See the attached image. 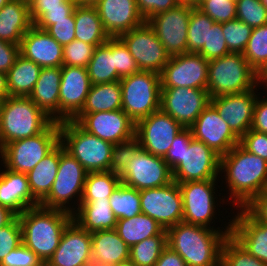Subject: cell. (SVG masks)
<instances>
[{
    "mask_svg": "<svg viewBox=\"0 0 267 266\" xmlns=\"http://www.w3.org/2000/svg\"><path fill=\"white\" fill-rule=\"evenodd\" d=\"M219 173H224L228 199L234 202L232 207L244 208L267 189V161L249 153L240 144L220 157Z\"/></svg>",
    "mask_w": 267,
    "mask_h": 266,
    "instance_id": "cell-1",
    "label": "cell"
},
{
    "mask_svg": "<svg viewBox=\"0 0 267 266\" xmlns=\"http://www.w3.org/2000/svg\"><path fill=\"white\" fill-rule=\"evenodd\" d=\"M231 223L228 222L224 230L177 223L166 230L167 246L177 252L187 266H217L223 242L231 235Z\"/></svg>",
    "mask_w": 267,
    "mask_h": 266,
    "instance_id": "cell-2",
    "label": "cell"
},
{
    "mask_svg": "<svg viewBox=\"0 0 267 266\" xmlns=\"http://www.w3.org/2000/svg\"><path fill=\"white\" fill-rule=\"evenodd\" d=\"M18 218L22 243L46 262L60 244L63 231L73 220V215L39 205L25 210Z\"/></svg>",
    "mask_w": 267,
    "mask_h": 266,
    "instance_id": "cell-3",
    "label": "cell"
},
{
    "mask_svg": "<svg viewBox=\"0 0 267 266\" xmlns=\"http://www.w3.org/2000/svg\"><path fill=\"white\" fill-rule=\"evenodd\" d=\"M53 121L29 97L9 96L3 100L1 107L0 146L35 136Z\"/></svg>",
    "mask_w": 267,
    "mask_h": 266,
    "instance_id": "cell-4",
    "label": "cell"
},
{
    "mask_svg": "<svg viewBox=\"0 0 267 266\" xmlns=\"http://www.w3.org/2000/svg\"><path fill=\"white\" fill-rule=\"evenodd\" d=\"M258 84V74L242 53L230 52L209 60L207 90L210 98L246 92Z\"/></svg>",
    "mask_w": 267,
    "mask_h": 266,
    "instance_id": "cell-5",
    "label": "cell"
},
{
    "mask_svg": "<svg viewBox=\"0 0 267 266\" xmlns=\"http://www.w3.org/2000/svg\"><path fill=\"white\" fill-rule=\"evenodd\" d=\"M60 143L88 173L110 171L114 144L82 129L73 120L59 122Z\"/></svg>",
    "mask_w": 267,
    "mask_h": 266,
    "instance_id": "cell-6",
    "label": "cell"
},
{
    "mask_svg": "<svg viewBox=\"0 0 267 266\" xmlns=\"http://www.w3.org/2000/svg\"><path fill=\"white\" fill-rule=\"evenodd\" d=\"M60 143L59 122L53 121L43 132L12 141L1 148V162L9 170L29 173Z\"/></svg>",
    "mask_w": 267,
    "mask_h": 266,
    "instance_id": "cell-7",
    "label": "cell"
},
{
    "mask_svg": "<svg viewBox=\"0 0 267 266\" xmlns=\"http://www.w3.org/2000/svg\"><path fill=\"white\" fill-rule=\"evenodd\" d=\"M87 174L86 169L60 143V162L55 181L49 194L39 205L44 208L59 209L73 214V207H79L80 205ZM75 197L77 198L75 200L77 205H72L69 202Z\"/></svg>",
    "mask_w": 267,
    "mask_h": 266,
    "instance_id": "cell-8",
    "label": "cell"
},
{
    "mask_svg": "<svg viewBox=\"0 0 267 266\" xmlns=\"http://www.w3.org/2000/svg\"><path fill=\"white\" fill-rule=\"evenodd\" d=\"M122 110L136 123L160 110V75L151 71H139L120 79Z\"/></svg>",
    "mask_w": 267,
    "mask_h": 266,
    "instance_id": "cell-9",
    "label": "cell"
},
{
    "mask_svg": "<svg viewBox=\"0 0 267 266\" xmlns=\"http://www.w3.org/2000/svg\"><path fill=\"white\" fill-rule=\"evenodd\" d=\"M140 206L143 214L165 230L183 220V197L175 181L163 187L140 190Z\"/></svg>",
    "mask_w": 267,
    "mask_h": 266,
    "instance_id": "cell-10",
    "label": "cell"
},
{
    "mask_svg": "<svg viewBox=\"0 0 267 266\" xmlns=\"http://www.w3.org/2000/svg\"><path fill=\"white\" fill-rule=\"evenodd\" d=\"M121 183L137 190L163 187L173 182L172 170L163 157L140 148L119 175Z\"/></svg>",
    "mask_w": 267,
    "mask_h": 266,
    "instance_id": "cell-11",
    "label": "cell"
},
{
    "mask_svg": "<svg viewBox=\"0 0 267 266\" xmlns=\"http://www.w3.org/2000/svg\"><path fill=\"white\" fill-rule=\"evenodd\" d=\"M194 7L178 4L175 8L154 15L146 22L170 56L187 53L189 18Z\"/></svg>",
    "mask_w": 267,
    "mask_h": 266,
    "instance_id": "cell-12",
    "label": "cell"
},
{
    "mask_svg": "<svg viewBox=\"0 0 267 266\" xmlns=\"http://www.w3.org/2000/svg\"><path fill=\"white\" fill-rule=\"evenodd\" d=\"M119 38L127 46L140 71L161 74L170 56L147 22L121 34Z\"/></svg>",
    "mask_w": 267,
    "mask_h": 266,
    "instance_id": "cell-13",
    "label": "cell"
},
{
    "mask_svg": "<svg viewBox=\"0 0 267 266\" xmlns=\"http://www.w3.org/2000/svg\"><path fill=\"white\" fill-rule=\"evenodd\" d=\"M209 61L199 53L170 57L161 74V88L207 89Z\"/></svg>",
    "mask_w": 267,
    "mask_h": 266,
    "instance_id": "cell-14",
    "label": "cell"
},
{
    "mask_svg": "<svg viewBox=\"0 0 267 266\" xmlns=\"http://www.w3.org/2000/svg\"><path fill=\"white\" fill-rule=\"evenodd\" d=\"M220 168V156L203 142L191 139L189 146H184L182 162L173 170V181L217 180Z\"/></svg>",
    "mask_w": 267,
    "mask_h": 266,
    "instance_id": "cell-15",
    "label": "cell"
},
{
    "mask_svg": "<svg viewBox=\"0 0 267 266\" xmlns=\"http://www.w3.org/2000/svg\"><path fill=\"white\" fill-rule=\"evenodd\" d=\"M184 128L161 109L135 123V137L142 149L164 157Z\"/></svg>",
    "mask_w": 267,
    "mask_h": 266,
    "instance_id": "cell-16",
    "label": "cell"
},
{
    "mask_svg": "<svg viewBox=\"0 0 267 266\" xmlns=\"http://www.w3.org/2000/svg\"><path fill=\"white\" fill-rule=\"evenodd\" d=\"M209 104L210 96L207 89L161 88L160 109L183 128H190Z\"/></svg>",
    "mask_w": 267,
    "mask_h": 266,
    "instance_id": "cell-17",
    "label": "cell"
},
{
    "mask_svg": "<svg viewBox=\"0 0 267 266\" xmlns=\"http://www.w3.org/2000/svg\"><path fill=\"white\" fill-rule=\"evenodd\" d=\"M72 120L86 132L114 145L135 137V122L122 109L78 113Z\"/></svg>",
    "mask_w": 267,
    "mask_h": 266,
    "instance_id": "cell-18",
    "label": "cell"
},
{
    "mask_svg": "<svg viewBox=\"0 0 267 266\" xmlns=\"http://www.w3.org/2000/svg\"><path fill=\"white\" fill-rule=\"evenodd\" d=\"M216 183L217 180H202L178 184L183 197L182 222L214 229L211 222H215Z\"/></svg>",
    "mask_w": 267,
    "mask_h": 266,
    "instance_id": "cell-19",
    "label": "cell"
},
{
    "mask_svg": "<svg viewBox=\"0 0 267 266\" xmlns=\"http://www.w3.org/2000/svg\"><path fill=\"white\" fill-rule=\"evenodd\" d=\"M190 130L194 139L203 142L220 157L240 143V138L211 103L198 116Z\"/></svg>",
    "mask_w": 267,
    "mask_h": 266,
    "instance_id": "cell-20",
    "label": "cell"
},
{
    "mask_svg": "<svg viewBox=\"0 0 267 266\" xmlns=\"http://www.w3.org/2000/svg\"><path fill=\"white\" fill-rule=\"evenodd\" d=\"M91 86L86 67H61L59 122L72 120L82 110Z\"/></svg>",
    "mask_w": 267,
    "mask_h": 266,
    "instance_id": "cell-21",
    "label": "cell"
},
{
    "mask_svg": "<svg viewBox=\"0 0 267 266\" xmlns=\"http://www.w3.org/2000/svg\"><path fill=\"white\" fill-rule=\"evenodd\" d=\"M255 89L210 98V103L239 138L251 128L255 104L260 95Z\"/></svg>",
    "mask_w": 267,
    "mask_h": 266,
    "instance_id": "cell-22",
    "label": "cell"
},
{
    "mask_svg": "<svg viewBox=\"0 0 267 266\" xmlns=\"http://www.w3.org/2000/svg\"><path fill=\"white\" fill-rule=\"evenodd\" d=\"M94 7L110 37H119L145 22L138 11L136 0H98Z\"/></svg>",
    "mask_w": 267,
    "mask_h": 266,
    "instance_id": "cell-23",
    "label": "cell"
},
{
    "mask_svg": "<svg viewBox=\"0 0 267 266\" xmlns=\"http://www.w3.org/2000/svg\"><path fill=\"white\" fill-rule=\"evenodd\" d=\"M91 255V233L72 220L63 231L60 244L48 259L53 266H83Z\"/></svg>",
    "mask_w": 267,
    "mask_h": 266,
    "instance_id": "cell-24",
    "label": "cell"
},
{
    "mask_svg": "<svg viewBox=\"0 0 267 266\" xmlns=\"http://www.w3.org/2000/svg\"><path fill=\"white\" fill-rule=\"evenodd\" d=\"M20 54L42 68L63 66V46L35 25L23 36Z\"/></svg>",
    "mask_w": 267,
    "mask_h": 266,
    "instance_id": "cell-25",
    "label": "cell"
},
{
    "mask_svg": "<svg viewBox=\"0 0 267 266\" xmlns=\"http://www.w3.org/2000/svg\"><path fill=\"white\" fill-rule=\"evenodd\" d=\"M239 211L231 220V236L250 254L267 264V224L256 221L244 208Z\"/></svg>",
    "mask_w": 267,
    "mask_h": 266,
    "instance_id": "cell-26",
    "label": "cell"
},
{
    "mask_svg": "<svg viewBox=\"0 0 267 266\" xmlns=\"http://www.w3.org/2000/svg\"><path fill=\"white\" fill-rule=\"evenodd\" d=\"M4 169L0 171V205L17 216L29 208L39 206V202L32 196L27 174Z\"/></svg>",
    "mask_w": 267,
    "mask_h": 266,
    "instance_id": "cell-27",
    "label": "cell"
},
{
    "mask_svg": "<svg viewBox=\"0 0 267 266\" xmlns=\"http://www.w3.org/2000/svg\"><path fill=\"white\" fill-rule=\"evenodd\" d=\"M61 67L42 68L29 98L54 121L59 122Z\"/></svg>",
    "mask_w": 267,
    "mask_h": 266,
    "instance_id": "cell-28",
    "label": "cell"
},
{
    "mask_svg": "<svg viewBox=\"0 0 267 266\" xmlns=\"http://www.w3.org/2000/svg\"><path fill=\"white\" fill-rule=\"evenodd\" d=\"M30 7L24 0H10L0 10V40L20 46L23 36L33 26Z\"/></svg>",
    "mask_w": 267,
    "mask_h": 266,
    "instance_id": "cell-29",
    "label": "cell"
},
{
    "mask_svg": "<svg viewBox=\"0 0 267 266\" xmlns=\"http://www.w3.org/2000/svg\"><path fill=\"white\" fill-rule=\"evenodd\" d=\"M72 215L73 220L90 233L115 229L117 224V218L109 204V199L81 200L79 207L74 208Z\"/></svg>",
    "mask_w": 267,
    "mask_h": 266,
    "instance_id": "cell-30",
    "label": "cell"
},
{
    "mask_svg": "<svg viewBox=\"0 0 267 266\" xmlns=\"http://www.w3.org/2000/svg\"><path fill=\"white\" fill-rule=\"evenodd\" d=\"M130 247L115 229L99 230L91 233V254L108 265L129 260Z\"/></svg>",
    "mask_w": 267,
    "mask_h": 266,
    "instance_id": "cell-31",
    "label": "cell"
},
{
    "mask_svg": "<svg viewBox=\"0 0 267 266\" xmlns=\"http://www.w3.org/2000/svg\"><path fill=\"white\" fill-rule=\"evenodd\" d=\"M60 162V143L27 173L32 196L40 203L50 192Z\"/></svg>",
    "mask_w": 267,
    "mask_h": 266,
    "instance_id": "cell-32",
    "label": "cell"
},
{
    "mask_svg": "<svg viewBox=\"0 0 267 266\" xmlns=\"http://www.w3.org/2000/svg\"><path fill=\"white\" fill-rule=\"evenodd\" d=\"M115 230L129 247L152 236L167 235V231L158 222L143 213L117 219Z\"/></svg>",
    "mask_w": 267,
    "mask_h": 266,
    "instance_id": "cell-33",
    "label": "cell"
},
{
    "mask_svg": "<svg viewBox=\"0 0 267 266\" xmlns=\"http://www.w3.org/2000/svg\"><path fill=\"white\" fill-rule=\"evenodd\" d=\"M74 19L75 40L97 47L110 38L104 30L97 9L94 6H76Z\"/></svg>",
    "mask_w": 267,
    "mask_h": 266,
    "instance_id": "cell-34",
    "label": "cell"
},
{
    "mask_svg": "<svg viewBox=\"0 0 267 266\" xmlns=\"http://www.w3.org/2000/svg\"><path fill=\"white\" fill-rule=\"evenodd\" d=\"M41 69V66L19 54L6 74L9 96L29 97Z\"/></svg>",
    "mask_w": 267,
    "mask_h": 266,
    "instance_id": "cell-35",
    "label": "cell"
},
{
    "mask_svg": "<svg viewBox=\"0 0 267 266\" xmlns=\"http://www.w3.org/2000/svg\"><path fill=\"white\" fill-rule=\"evenodd\" d=\"M122 109L120 80L111 83L93 84L79 113L115 111Z\"/></svg>",
    "mask_w": 267,
    "mask_h": 266,
    "instance_id": "cell-36",
    "label": "cell"
},
{
    "mask_svg": "<svg viewBox=\"0 0 267 266\" xmlns=\"http://www.w3.org/2000/svg\"><path fill=\"white\" fill-rule=\"evenodd\" d=\"M76 4L73 0H37L30 7L33 24L42 30L60 20H68Z\"/></svg>",
    "mask_w": 267,
    "mask_h": 266,
    "instance_id": "cell-37",
    "label": "cell"
},
{
    "mask_svg": "<svg viewBox=\"0 0 267 266\" xmlns=\"http://www.w3.org/2000/svg\"><path fill=\"white\" fill-rule=\"evenodd\" d=\"M86 68L92 85L111 83L121 79L116 72L114 56H112V37L95 47Z\"/></svg>",
    "mask_w": 267,
    "mask_h": 266,
    "instance_id": "cell-38",
    "label": "cell"
},
{
    "mask_svg": "<svg viewBox=\"0 0 267 266\" xmlns=\"http://www.w3.org/2000/svg\"><path fill=\"white\" fill-rule=\"evenodd\" d=\"M120 183L119 175L111 171L88 173L81 200L109 199Z\"/></svg>",
    "mask_w": 267,
    "mask_h": 266,
    "instance_id": "cell-39",
    "label": "cell"
},
{
    "mask_svg": "<svg viewBox=\"0 0 267 266\" xmlns=\"http://www.w3.org/2000/svg\"><path fill=\"white\" fill-rule=\"evenodd\" d=\"M109 204L117 219L131 218L142 213L140 191L123 183L112 192Z\"/></svg>",
    "mask_w": 267,
    "mask_h": 266,
    "instance_id": "cell-40",
    "label": "cell"
},
{
    "mask_svg": "<svg viewBox=\"0 0 267 266\" xmlns=\"http://www.w3.org/2000/svg\"><path fill=\"white\" fill-rule=\"evenodd\" d=\"M167 247V235H156L130 247L129 260L137 266H153Z\"/></svg>",
    "mask_w": 267,
    "mask_h": 266,
    "instance_id": "cell-41",
    "label": "cell"
},
{
    "mask_svg": "<svg viewBox=\"0 0 267 266\" xmlns=\"http://www.w3.org/2000/svg\"><path fill=\"white\" fill-rule=\"evenodd\" d=\"M214 22L197 7L192 9L187 34V52L197 53L203 46H207L209 29Z\"/></svg>",
    "mask_w": 267,
    "mask_h": 266,
    "instance_id": "cell-42",
    "label": "cell"
},
{
    "mask_svg": "<svg viewBox=\"0 0 267 266\" xmlns=\"http://www.w3.org/2000/svg\"><path fill=\"white\" fill-rule=\"evenodd\" d=\"M251 68L259 74L267 65V24L252 30L242 53Z\"/></svg>",
    "mask_w": 267,
    "mask_h": 266,
    "instance_id": "cell-43",
    "label": "cell"
},
{
    "mask_svg": "<svg viewBox=\"0 0 267 266\" xmlns=\"http://www.w3.org/2000/svg\"><path fill=\"white\" fill-rule=\"evenodd\" d=\"M220 263L222 266H267L250 254L231 235L223 242Z\"/></svg>",
    "mask_w": 267,
    "mask_h": 266,
    "instance_id": "cell-44",
    "label": "cell"
},
{
    "mask_svg": "<svg viewBox=\"0 0 267 266\" xmlns=\"http://www.w3.org/2000/svg\"><path fill=\"white\" fill-rule=\"evenodd\" d=\"M252 30V27L238 19L222 23V32L229 52L243 53Z\"/></svg>",
    "mask_w": 267,
    "mask_h": 266,
    "instance_id": "cell-45",
    "label": "cell"
},
{
    "mask_svg": "<svg viewBox=\"0 0 267 266\" xmlns=\"http://www.w3.org/2000/svg\"><path fill=\"white\" fill-rule=\"evenodd\" d=\"M236 19L255 28L267 24V8L260 0H236Z\"/></svg>",
    "mask_w": 267,
    "mask_h": 266,
    "instance_id": "cell-46",
    "label": "cell"
},
{
    "mask_svg": "<svg viewBox=\"0 0 267 266\" xmlns=\"http://www.w3.org/2000/svg\"><path fill=\"white\" fill-rule=\"evenodd\" d=\"M197 8L218 23L236 19V0H199Z\"/></svg>",
    "mask_w": 267,
    "mask_h": 266,
    "instance_id": "cell-47",
    "label": "cell"
},
{
    "mask_svg": "<svg viewBox=\"0 0 267 266\" xmlns=\"http://www.w3.org/2000/svg\"><path fill=\"white\" fill-rule=\"evenodd\" d=\"M94 49V45L73 40L63 46V66L87 67Z\"/></svg>",
    "mask_w": 267,
    "mask_h": 266,
    "instance_id": "cell-48",
    "label": "cell"
},
{
    "mask_svg": "<svg viewBox=\"0 0 267 266\" xmlns=\"http://www.w3.org/2000/svg\"><path fill=\"white\" fill-rule=\"evenodd\" d=\"M140 148V143L136 137L115 144L111 154L110 171L120 175Z\"/></svg>",
    "mask_w": 267,
    "mask_h": 266,
    "instance_id": "cell-49",
    "label": "cell"
},
{
    "mask_svg": "<svg viewBox=\"0 0 267 266\" xmlns=\"http://www.w3.org/2000/svg\"><path fill=\"white\" fill-rule=\"evenodd\" d=\"M112 56H114L115 69L120 78L140 71L127 46L119 37H112Z\"/></svg>",
    "mask_w": 267,
    "mask_h": 266,
    "instance_id": "cell-50",
    "label": "cell"
},
{
    "mask_svg": "<svg viewBox=\"0 0 267 266\" xmlns=\"http://www.w3.org/2000/svg\"><path fill=\"white\" fill-rule=\"evenodd\" d=\"M197 53L205 57L208 61L229 54V50L222 32V23L214 22L209 29L208 44L203 46Z\"/></svg>",
    "mask_w": 267,
    "mask_h": 266,
    "instance_id": "cell-51",
    "label": "cell"
},
{
    "mask_svg": "<svg viewBox=\"0 0 267 266\" xmlns=\"http://www.w3.org/2000/svg\"><path fill=\"white\" fill-rule=\"evenodd\" d=\"M22 244V231L18 216L8 225L0 228V263L13 249Z\"/></svg>",
    "mask_w": 267,
    "mask_h": 266,
    "instance_id": "cell-52",
    "label": "cell"
},
{
    "mask_svg": "<svg viewBox=\"0 0 267 266\" xmlns=\"http://www.w3.org/2000/svg\"><path fill=\"white\" fill-rule=\"evenodd\" d=\"M0 266H43V261L22 243L4 257Z\"/></svg>",
    "mask_w": 267,
    "mask_h": 266,
    "instance_id": "cell-53",
    "label": "cell"
},
{
    "mask_svg": "<svg viewBox=\"0 0 267 266\" xmlns=\"http://www.w3.org/2000/svg\"><path fill=\"white\" fill-rule=\"evenodd\" d=\"M45 31L62 46L75 40L74 11L68 16V20L56 21Z\"/></svg>",
    "mask_w": 267,
    "mask_h": 266,
    "instance_id": "cell-54",
    "label": "cell"
},
{
    "mask_svg": "<svg viewBox=\"0 0 267 266\" xmlns=\"http://www.w3.org/2000/svg\"><path fill=\"white\" fill-rule=\"evenodd\" d=\"M193 138L190 128H184L174 139L167 154L163 157L171 170H173L180 162L184 153V146H189Z\"/></svg>",
    "mask_w": 267,
    "mask_h": 266,
    "instance_id": "cell-55",
    "label": "cell"
},
{
    "mask_svg": "<svg viewBox=\"0 0 267 266\" xmlns=\"http://www.w3.org/2000/svg\"><path fill=\"white\" fill-rule=\"evenodd\" d=\"M239 144L249 153L267 161V133L249 130L240 138Z\"/></svg>",
    "mask_w": 267,
    "mask_h": 266,
    "instance_id": "cell-56",
    "label": "cell"
},
{
    "mask_svg": "<svg viewBox=\"0 0 267 266\" xmlns=\"http://www.w3.org/2000/svg\"><path fill=\"white\" fill-rule=\"evenodd\" d=\"M136 5L146 22L156 14L175 8L178 3L175 0H136Z\"/></svg>",
    "mask_w": 267,
    "mask_h": 266,
    "instance_id": "cell-57",
    "label": "cell"
},
{
    "mask_svg": "<svg viewBox=\"0 0 267 266\" xmlns=\"http://www.w3.org/2000/svg\"><path fill=\"white\" fill-rule=\"evenodd\" d=\"M244 209L256 221L267 224V189L253 198Z\"/></svg>",
    "mask_w": 267,
    "mask_h": 266,
    "instance_id": "cell-58",
    "label": "cell"
},
{
    "mask_svg": "<svg viewBox=\"0 0 267 266\" xmlns=\"http://www.w3.org/2000/svg\"><path fill=\"white\" fill-rule=\"evenodd\" d=\"M19 54V45L0 40V72L7 74Z\"/></svg>",
    "mask_w": 267,
    "mask_h": 266,
    "instance_id": "cell-59",
    "label": "cell"
},
{
    "mask_svg": "<svg viewBox=\"0 0 267 266\" xmlns=\"http://www.w3.org/2000/svg\"><path fill=\"white\" fill-rule=\"evenodd\" d=\"M250 130H255L261 133H267V98L266 97L262 99L259 96L257 97Z\"/></svg>",
    "mask_w": 267,
    "mask_h": 266,
    "instance_id": "cell-60",
    "label": "cell"
},
{
    "mask_svg": "<svg viewBox=\"0 0 267 266\" xmlns=\"http://www.w3.org/2000/svg\"><path fill=\"white\" fill-rule=\"evenodd\" d=\"M153 266H187V264L177 252L167 246Z\"/></svg>",
    "mask_w": 267,
    "mask_h": 266,
    "instance_id": "cell-61",
    "label": "cell"
},
{
    "mask_svg": "<svg viewBox=\"0 0 267 266\" xmlns=\"http://www.w3.org/2000/svg\"><path fill=\"white\" fill-rule=\"evenodd\" d=\"M17 215L8 208L0 205V228L10 224Z\"/></svg>",
    "mask_w": 267,
    "mask_h": 266,
    "instance_id": "cell-62",
    "label": "cell"
},
{
    "mask_svg": "<svg viewBox=\"0 0 267 266\" xmlns=\"http://www.w3.org/2000/svg\"><path fill=\"white\" fill-rule=\"evenodd\" d=\"M9 97L6 73L0 72V98L5 100Z\"/></svg>",
    "mask_w": 267,
    "mask_h": 266,
    "instance_id": "cell-63",
    "label": "cell"
},
{
    "mask_svg": "<svg viewBox=\"0 0 267 266\" xmlns=\"http://www.w3.org/2000/svg\"><path fill=\"white\" fill-rule=\"evenodd\" d=\"M83 266H112V265L106 264L105 262H103L102 260L98 259L97 257L91 254L88 257L87 261L83 264Z\"/></svg>",
    "mask_w": 267,
    "mask_h": 266,
    "instance_id": "cell-64",
    "label": "cell"
},
{
    "mask_svg": "<svg viewBox=\"0 0 267 266\" xmlns=\"http://www.w3.org/2000/svg\"><path fill=\"white\" fill-rule=\"evenodd\" d=\"M258 82H260L259 83V85H261V83H262V85H263V83H264V86H266L265 88H267V65H266V67L258 74ZM266 84V85H265Z\"/></svg>",
    "mask_w": 267,
    "mask_h": 266,
    "instance_id": "cell-65",
    "label": "cell"
},
{
    "mask_svg": "<svg viewBox=\"0 0 267 266\" xmlns=\"http://www.w3.org/2000/svg\"><path fill=\"white\" fill-rule=\"evenodd\" d=\"M76 6H94L98 0H73Z\"/></svg>",
    "mask_w": 267,
    "mask_h": 266,
    "instance_id": "cell-66",
    "label": "cell"
},
{
    "mask_svg": "<svg viewBox=\"0 0 267 266\" xmlns=\"http://www.w3.org/2000/svg\"><path fill=\"white\" fill-rule=\"evenodd\" d=\"M180 5H190L193 7H197L199 0H175Z\"/></svg>",
    "mask_w": 267,
    "mask_h": 266,
    "instance_id": "cell-67",
    "label": "cell"
},
{
    "mask_svg": "<svg viewBox=\"0 0 267 266\" xmlns=\"http://www.w3.org/2000/svg\"><path fill=\"white\" fill-rule=\"evenodd\" d=\"M114 266H137V265L135 263H133L132 261L127 260V261L118 263V264H116Z\"/></svg>",
    "mask_w": 267,
    "mask_h": 266,
    "instance_id": "cell-68",
    "label": "cell"
},
{
    "mask_svg": "<svg viewBox=\"0 0 267 266\" xmlns=\"http://www.w3.org/2000/svg\"><path fill=\"white\" fill-rule=\"evenodd\" d=\"M10 0H0V10L9 2Z\"/></svg>",
    "mask_w": 267,
    "mask_h": 266,
    "instance_id": "cell-69",
    "label": "cell"
},
{
    "mask_svg": "<svg viewBox=\"0 0 267 266\" xmlns=\"http://www.w3.org/2000/svg\"><path fill=\"white\" fill-rule=\"evenodd\" d=\"M31 7L37 0H24Z\"/></svg>",
    "mask_w": 267,
    "mask_h": 266,
    "instance_id": "cell-70",
    "label": "cell"
},
{
    "mask_svg": "<svg viewBox=\"0 0 267 266\" xmlns=\"http://www.w3.org/2000/svg\"><path fill=\"white\" fill-rule=\"evenodd\" d=\"M260 1L267 8V0H260Z\"/></svg>",
    "mask_w": 267,
    "mask_h": 266,
    "instance_id": "cell-71",
    "label": "cell"
},
{
    "mask_svg": "<svg viewBox=\"0 0 267 266\" xmlns=\"http://www.w3.org/2000/svg\"><path fill=\"white\" fill-rule=\"evenodd\" d=\"M43 266H53V265H50V264L46 261V262H43Z\"/></svg>",
    "mask_w": 267,
    "mask_h": 266,
    "instance_id": "cell-72",
    "label": "cell"
},
{
    "mask_svg": "<svg viewBox=\"0 0 267 266\" xmlns=\"http://www.w3.org/2000/svg\"><path fill=\"white\" fill-rule=\"evenodd\" d=\"M2 103H3V99L0 98V113H1Z\"/></svg>",
    "mask_w": 267,
    "mask_h": 266,
    "instance_id": "cell-73",
    "label": "cell"
}]
</instances>
